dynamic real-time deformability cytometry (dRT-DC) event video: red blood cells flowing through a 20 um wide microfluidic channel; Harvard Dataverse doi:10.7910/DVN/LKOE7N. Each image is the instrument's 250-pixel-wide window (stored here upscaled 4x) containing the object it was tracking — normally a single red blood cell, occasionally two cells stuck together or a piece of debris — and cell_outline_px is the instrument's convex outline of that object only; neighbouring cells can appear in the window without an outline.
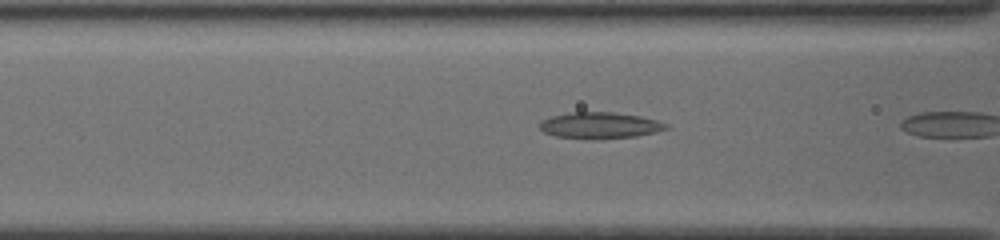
{"species": "common noctule bat (a hibernating species)", "species_latin": "Nyctalus noctula", "temperature_condition": "cold", "stored_images_in_passage": 19, "camera_frame_rate_fps": 3000, "um_per_image_px": 0.085, "animal": {"sex": "female", "body_mass_g": 19.5, "forearm_length_mm": 54.1}, "frame": {"image": 1, "passage_image": 18, "time_ms": 5.667, "image_size_px": [1000, 240], "cell_outline_px": [[668, 128], [656, 132], [636, 136], [556, 136], [544, 132], [540, 128], [540, 124], [544, 120], [552, 116], [572, 112], [612, 112], [640, 116], [656, 120], [668, 124]], "centroid_in_image_um": [51.04, 10.6], "position_along_channel_um": 115.6, "area_um2": 18.15}}